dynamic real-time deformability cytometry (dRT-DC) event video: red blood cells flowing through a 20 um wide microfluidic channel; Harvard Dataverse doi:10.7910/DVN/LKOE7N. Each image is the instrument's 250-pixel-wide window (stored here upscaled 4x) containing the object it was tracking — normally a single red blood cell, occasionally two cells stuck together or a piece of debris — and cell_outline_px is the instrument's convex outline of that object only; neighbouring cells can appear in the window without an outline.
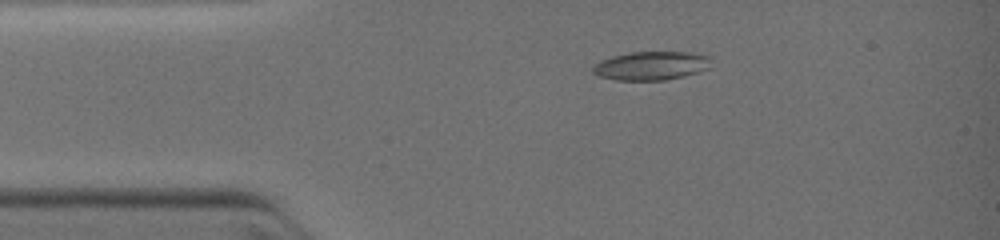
{"species": "common noctule bat (a hibernating species)", "species_latin": "Nyctalus noctula", "temperature_condition": "warm", "stored_images_in_passage": 3, "camera_frame_rate_fps": 3000, "um_per_image_px": 0.085, "animal": {"sex": "female", "body_mass_g": 19.0, "forearm_length_mm": 51.5}, "frame": {"image": 1, "passage_image": 1, "time_ms": 0.0, "image_size_px": [1000, 240], "cell_outline_px": [[712, 68], [684, 76], [664, 80], [616, 80], [600, 76], [592, 72], [592, 68], [600, 60], [612, 56], [628, 52], [692, 52], [712, 56]], "centroid_in_image_um": [55.42, 5.57], "position_along_channel_um": 29.6, "area_um2": 20.06}}